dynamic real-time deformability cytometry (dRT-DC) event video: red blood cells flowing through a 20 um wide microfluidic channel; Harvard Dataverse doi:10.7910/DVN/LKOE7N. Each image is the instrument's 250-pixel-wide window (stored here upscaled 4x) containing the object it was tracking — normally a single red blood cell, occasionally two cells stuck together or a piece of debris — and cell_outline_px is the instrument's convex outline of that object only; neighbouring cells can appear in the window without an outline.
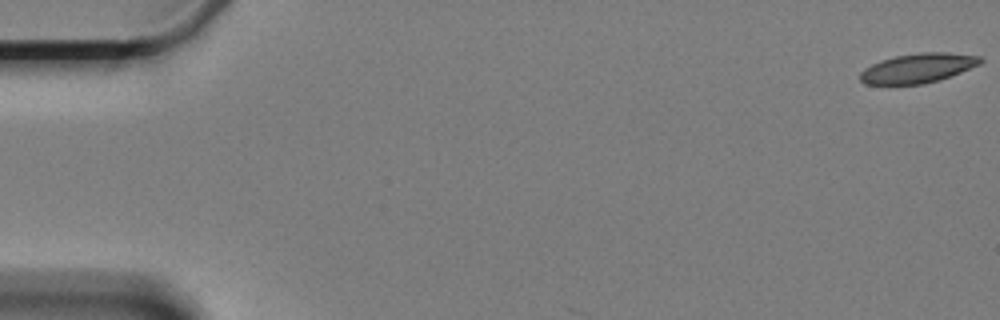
{"species": "Egyptian fruit bat (a non-hibernating species)", "species_latin": "Rousettus aegyptiacus", "temperature_condition": "cold", "stored_images_in_passage": 8, "camera_frame_rate_fps": 3000, "um_per_image_px": 0.085, "animal": {"sex": "female"}, "frame": {"image": 1, "passage_image": 1, "time_ms": 0.0, "image_size_px": [1000, 320], "cell_outline_px": [[984, 60], [980, 64], [960, 72], [924, 84], [864, 84], [860, 80], [860, 72], [864, 68], [880, 60], [896, 56], [920, 52], [948, 52], [980, 56]], "centroid_in_image_um": [78.0, 5.78], "position_along_channel_um": 7.0, "area_um2": 20.52}}